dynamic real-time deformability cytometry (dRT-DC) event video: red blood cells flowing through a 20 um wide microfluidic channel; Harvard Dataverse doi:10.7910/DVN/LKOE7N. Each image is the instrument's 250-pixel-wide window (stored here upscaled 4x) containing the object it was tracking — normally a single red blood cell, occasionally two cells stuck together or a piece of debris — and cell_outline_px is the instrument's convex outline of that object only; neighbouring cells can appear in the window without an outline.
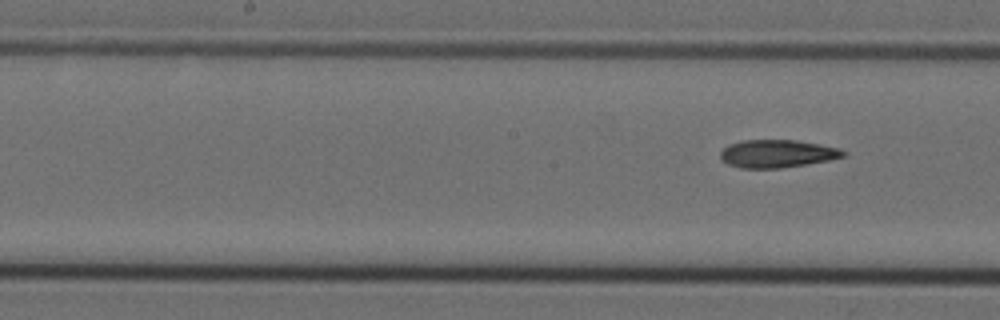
{"species": "Egyptian fruit bat (a non-hibernating species)", "species_latin": "Rousettus aegyptiacus", "temperature_condition": "cold", "stored_images_in_passage": 9, "segment_of_instrument_passage": [2, 2], "camera_frame_rate_fps": 3000, "um_per_image_px": 0.085, "animal": {"sex": "female"}, "frame": {"image": 1, "passage_image": 9, "time_ms": 2.667, "image_size_px": [1000, 320], "cell_outline_px": [[848, 152], [844, 156], [828, 160], [808, 164], [780, 168], [740, 168], [728, 164], [720, 160], [720, 152], [728, 144], [744, 140], [796, 140], [840, 148]], "centroid_in_image_um": [66.05, 13.06], "position_along_channel_um": 182.2, "area_um2": 20.0}}